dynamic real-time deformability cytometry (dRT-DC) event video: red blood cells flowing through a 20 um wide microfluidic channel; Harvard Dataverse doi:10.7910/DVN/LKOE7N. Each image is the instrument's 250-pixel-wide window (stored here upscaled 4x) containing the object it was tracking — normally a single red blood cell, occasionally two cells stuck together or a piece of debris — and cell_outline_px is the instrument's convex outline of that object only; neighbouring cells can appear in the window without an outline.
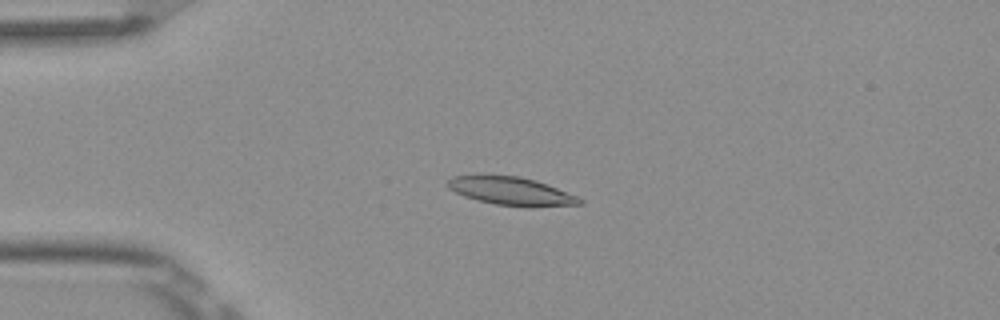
{"species": "Egyptian fruit bat (a non-hibernating species)", "species_latin": "Rousettus aegyptiacus", "temperature_condition": "room temperature", "stored_images_in_passage": 4, "camera_frame_rate_fps": 3000, "um_per_image_px": 0.085, "frame": {"image": 1, "passage_image": 3, "time_ms": 0.667, "image_size_px": [1000, 320], "cell_outline_px": [[584, 204], [532, 208], [528, 208], [496, 204], [476, 200], [464, 196], [448, 188], [448, 180], [452, 176], [520, 176], [536, 180], [576, 196], [584, 200]], "centroid_in_image_um": [43.51, 16.28], "position_along_channel_um": 41.5, "area_um2": 21.62}}